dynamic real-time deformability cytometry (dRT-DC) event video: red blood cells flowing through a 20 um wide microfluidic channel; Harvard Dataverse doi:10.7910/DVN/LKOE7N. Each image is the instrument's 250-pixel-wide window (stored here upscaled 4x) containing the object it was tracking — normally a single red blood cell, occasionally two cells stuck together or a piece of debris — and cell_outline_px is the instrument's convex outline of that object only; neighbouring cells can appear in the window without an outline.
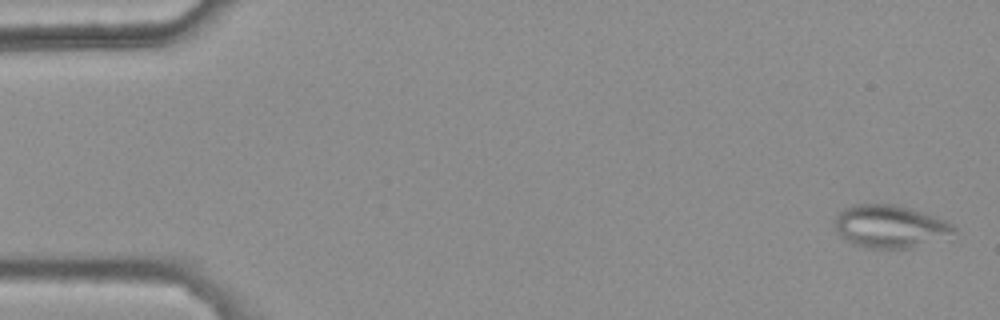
{"species": "common noctule bat (a hibernating species)", "species_latin": "Nyctalus noctula", "temperature_condition": "warm", "stored_images_in_passage": 47, "camera_frame_rate_fps": 3000, "um_per_image_px": 0.085, "animal": {"sex": "female", "body_mass_g": 25.1}, "frame": {"image": 1, "passage_image": 2, "time_ms": 0.333, "image_size_px": [1000, 320], "cell_outline_px": [[956, 232], [952, 240], [912, 248], [868, 248], [852, 244], [844, 240], [840, 236], [836, 228], [836, 216], [844, 208], [852, 204], [896, 204], [912, 208], [944, 220], [952, 224], [956, 228]], "centroid_in_image_um": [75.76, 19.27], "position_along_channel_um": 9.2, "area_um2": 30.52}}
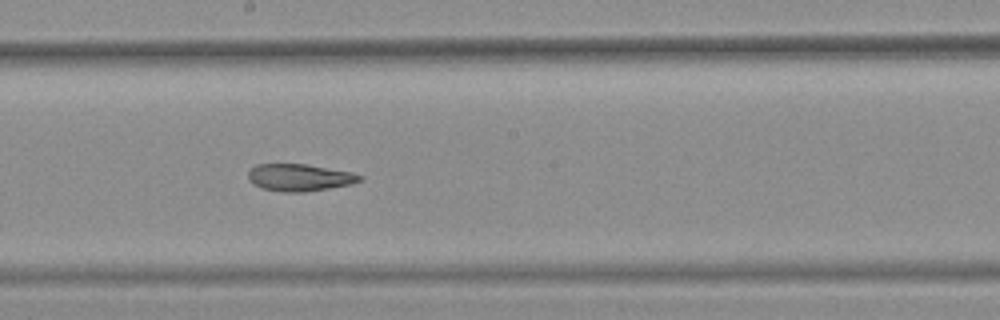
{"frame": {"image": 2, "passage_image": 30, "time_ms": 9.667, "image_size_px": [1000, 320], "cell_outline_px": [[364, 180], [352, 184], [304, 192], [284, 192], [260, 188], [248, 180], [248, 172], [256, 164], [304, 164], [352, 172], [364, 176]], "centroid_in_image_um": [25.47, 15.09], "position_along_channel_um": 222.7, "area_um2": 17.69}}
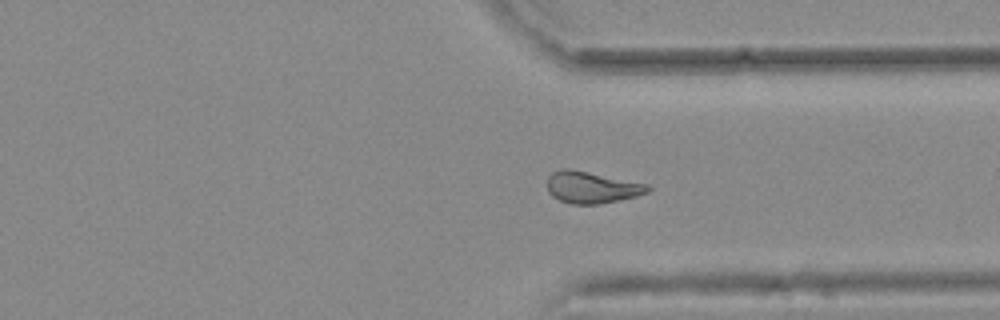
{"frame": {"image": 3, "passage_image": 41, "time_ms": 13.333, "image_size_px": [1000, 320], "cell_outline_px": [[652, 188], [648, 192], [636, 196], [620, 200], [596, 204], [572, 204], [560, 200], [552, 196], [548, 192], [548, 176], [552, 172], [560, 168], [568, 168], [648, 184]], "centroid_in_image_um": [50.28, 15.92], "position_along_channel_um": 361.1, "area_um2": 18.5}, "authors_computed_cell_mechanics": {"area_um2": 18.9584, "velocity_mm_per_s": 3.7611, "shape_relaxation_time_tau1_ms": null, "shape_relaxation_time_tau2_ms": 3.9392, "deformation_change_tau1": null, "deformation_change_tau2": 0.1275}}